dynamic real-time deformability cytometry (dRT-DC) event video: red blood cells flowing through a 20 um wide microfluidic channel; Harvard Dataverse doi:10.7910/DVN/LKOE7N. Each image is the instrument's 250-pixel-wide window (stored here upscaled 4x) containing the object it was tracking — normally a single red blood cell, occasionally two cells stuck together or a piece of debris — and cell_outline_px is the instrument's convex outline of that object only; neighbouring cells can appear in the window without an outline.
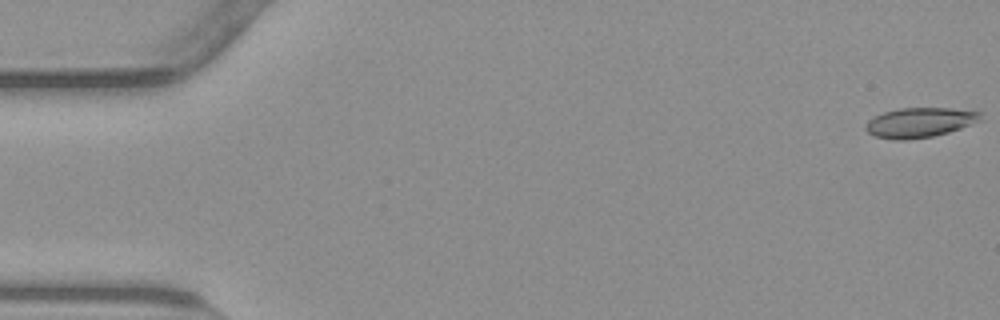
{"species": "common noctule bat (a hibernating species)", "species_latin": "Nyctalus noctula", "temperature_condition": "warm", "stored_images_in_passage": 13, "camera_frame_rate_fps": 3000, "um_per_image_px": 0.085, "animal": {"sex": "male", "body_mass_g": 23.1, "forearm_length_mm": 52.7}, "frame": {"image": 1, "passage_image": 1, "time_ms": 0.0, "image_size_px": [1000, 320], "cell_outline_px": [[980, 120], [960, 128], [948, 132], [932, 136], [908, 140], [892, 140], [876, 136], [868, 132], [864, 128], [868, 120], [884, 112], [900, 108], [952, 108], [980, 112]], "centroid_in_image_um": [78.14, 10.42], "position_along_channel_um": 6.9, "area_um2": 19.71}}